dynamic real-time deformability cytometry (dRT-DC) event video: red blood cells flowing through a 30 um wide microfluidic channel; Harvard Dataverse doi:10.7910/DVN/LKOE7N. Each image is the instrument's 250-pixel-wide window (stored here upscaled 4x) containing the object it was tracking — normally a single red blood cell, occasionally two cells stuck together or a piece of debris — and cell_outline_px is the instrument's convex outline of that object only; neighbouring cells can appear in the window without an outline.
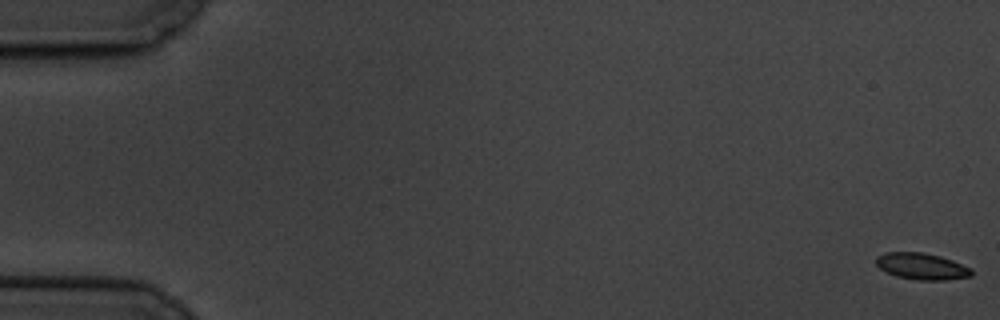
{"species": "common noctule bat (a hibernating species)", "species_latin": "Nyctalus noctula", "temperature_condition": "cold", "stored_images_in_passage": 16, "camera_frame_rate_fps": 3000, "um_per_image_px": 0.085, "animal": {"sex": "male", "body_mass_g": 19.5, "forearm_length_mm": 54.6}, "frame": {"image": 1, "passage_image": 1, "time_ms": 0.0, "image_size_px": [1000, 320], "cell_outline_px": [[972, 276], [944, 280], [916, 280], [896, 276], [880, 268], [876, 264], [876, 256], [884, 252], [924, 252], [940, 256], [952, 260], [972, 268]], "centroid_in_image_um": [78.35, 22.63], "position_along_channel_um": 6.7, "area_um2": 14.8}}
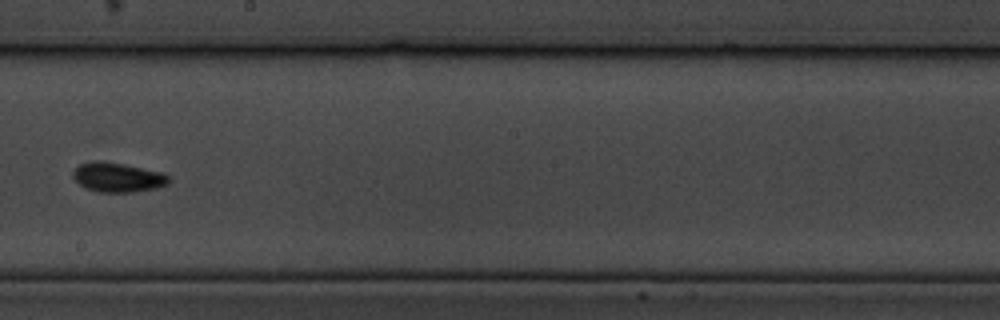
{"frame": {"image": 2, "passage_image": 10, "time_ms": 11.333, "image_size_px": [1000, 320], "cell_outline_px": [[168, 184], [156, 188], [132, 192], [96, 192], [84, 188], [72, 176], [72, 172], [80, 164], [124, 164], [164, 172], [168, 176]], "centroid_in_image_um": [10.05, 15.12], "position_along_channel_um": 238.1, "area_um2": 15.84}}
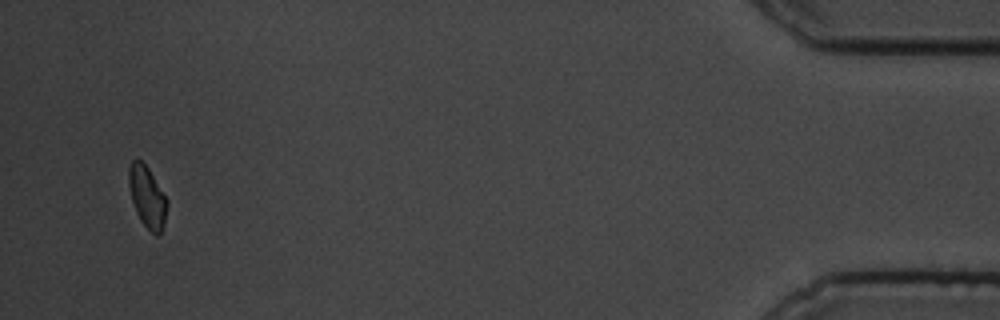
{"frame": {"image": 3, "passage_image": 16, "time_ms": 19.0, "image_size_px": [1000, 320], "cell_outline_px": [[168, 204], [164, 224], [160, 232], [156, 236], [140, 220], [136, 212], [128, 188], [128, 168], [132, 160], [140, 160], [148, 168], [168, 200]], "centroid_in_image_um": [12.5, 16.72], "position_along_channel_um": 422.7, "area_um2": 13.64}, "authors_computed_cell_mechanics": {"area_um2": 14.9124, "velocity_mm_per_s": 3.4074, "shape_relaxation_time_tau1_ms": 2.5283, "shape_relaxation_time_tau2_ms": 3.9964, "deformation_change_tau1": 0.0738, "deformation_change_tau2": 0.0438}}